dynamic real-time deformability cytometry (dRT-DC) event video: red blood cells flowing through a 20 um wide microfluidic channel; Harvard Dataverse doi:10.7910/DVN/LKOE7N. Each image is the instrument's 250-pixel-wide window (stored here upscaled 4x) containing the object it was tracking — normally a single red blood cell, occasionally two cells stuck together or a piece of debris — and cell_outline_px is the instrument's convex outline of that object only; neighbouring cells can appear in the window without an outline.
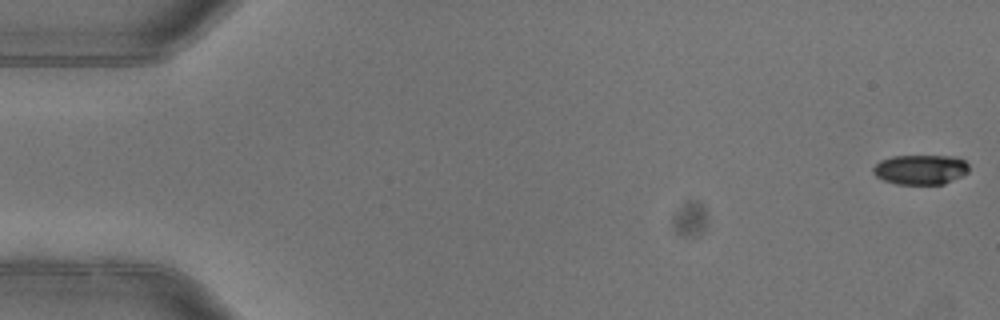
{"species": "common noctule bat (a hibernating species)", "species_latin": "Nyctalus noctula", "temperature_condition": "warm", "stored_images_in_passage": 5, "camera_frame_rate_fps": 3000, "um_per_image_px": 0.085, "animal": {"sex": "female"}, "frame": {"image": 1, "passage_image": 1, "time_ms": 0.0, "image_size_px": [1000, 320], "cell_outline_px": [[968, 172], [944, 184], [896, 184], [884, 180], [876, 176], [872, 172], [872, 168], [880, 160], [892, 156], [956, 156], [964, 160], [968, 164]], "centroid_in_image_um": [78.23, 14.4], "position_along_channel_um": 6.8, "area_um2": 16.65}}
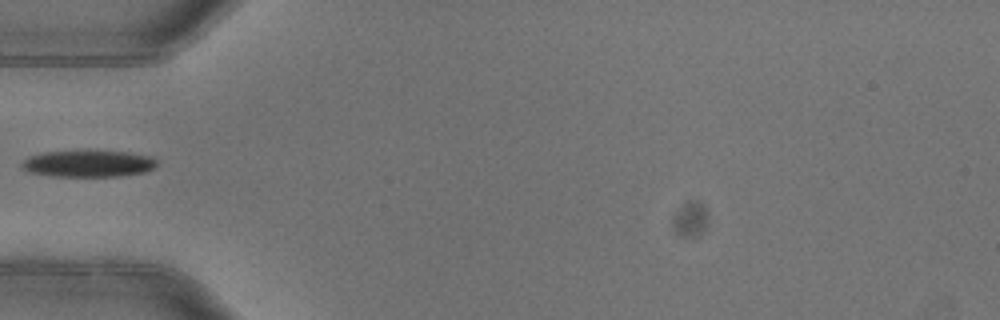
{"frame": {"image": 2, "passage_image": 5, "time_ms": 1.333, "image_size_px": [1000, 320], "cell_outline_px": [[156, 168], [144, 172], [120, 176], [56, 176], [32, 172], [24, 168], [20, 164], [28, 156], [44, 152], [96, 148], [128, 152], [152, 156], [156, 160]], "centroid_in_image_um": [7.56, 13.85], "position_along_channel_um": 77.4, "area_um2": 21.73}}